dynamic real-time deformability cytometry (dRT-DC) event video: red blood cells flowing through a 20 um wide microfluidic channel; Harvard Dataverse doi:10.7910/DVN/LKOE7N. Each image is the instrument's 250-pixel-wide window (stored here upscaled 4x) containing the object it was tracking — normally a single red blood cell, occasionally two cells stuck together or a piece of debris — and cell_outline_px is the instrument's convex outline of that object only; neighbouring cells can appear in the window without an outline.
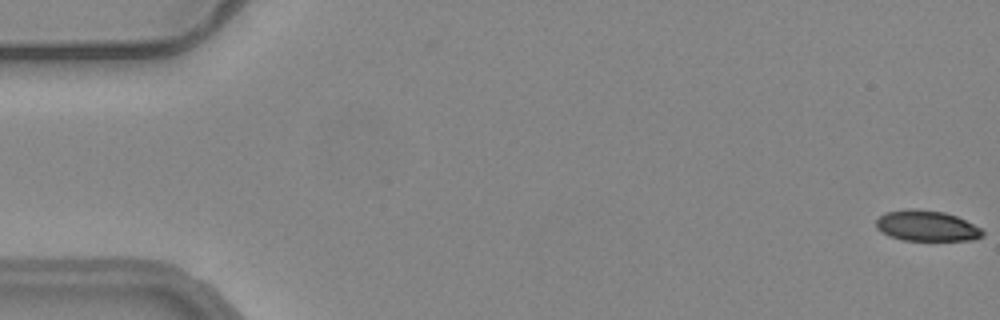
{"species": "common noctule bat (a hibernating species)", "species_latin": "Nyctalus noctula", "temperature_condition": "warm", "stored_images_in_passage": 56, "camera_frame_rate_fps": 3000, "um_per_image_px": 0.085, "animal": {"sex": "female", "body_mass_g": 24.6, "forearm_length_mm": 56.2}, "frame": {"image": 1, "passage_image": 1, "time_ms": 0.0, "image_size_px": [1000, 320], "cell_outline_px": [[984, 236], [972, 240], [900, 240], [888, 236], [880, 232], [876, 228], [876, 220], [884, 212], [908, 208], [916, 208], [944, 212], [956, 216], [980, 228], [984, 232]], "centroid_in_image_um": [78.71, 19.19], "position_along_channel_um": 6.3, "area_um2": 19.19}}
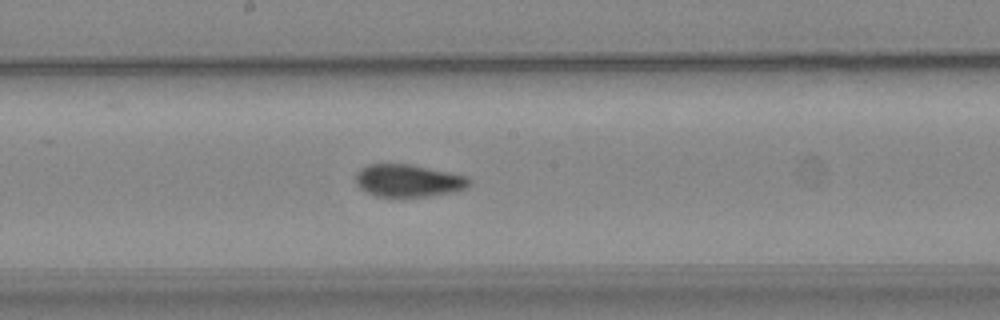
{"frame": {"image": 2, "passage_image": 30, "time_ms": 9.667, "image_size_px": [1000, 320], "cell_outline_px": [[472, 184], [468, 188], [456, 192], [432, 196], [404, 200], [392, 200], [376, 196], [364, 192], [352, 180], [356, 172], [360, 168], [368, 164], [412, 164], [468, 176], [472, 180]], "centroid_in_image_um": [34.69, 15.41], "position_along_channel_um": 213.5, "area_um2": 23.06}}
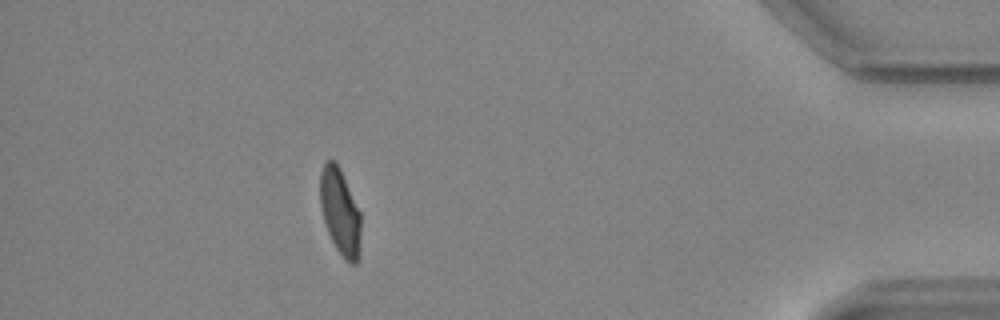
{"frame": {"image": 3, "passage_image": 50, "time_ms": 16.333, "image_size_px": [1000, 320], "cell_outline_px": [[360, 256], [356, 264], [352, 264], [344, 260], [336, 248], [328, 232], [320, 208], [320, 172], [324, 164], [328, 160], [336, 160], [340, 168], [360, 212]], "centroid_in_image_um": [28.91, 18.02], "position_along_channel_um": 406.3, "area_um2": 20.58}, "authors_computed_cell_mechanics": {"area_um2": 21.7906, "velocity_mm_per_s": 3.7147, "shape_relaxation_time_tau1_ms": 8.5796, "shape_relaxation_time_tau2_ms": 1.326, "deformation_change_tau1": 0.2113, "deformation_change_tau2": 0.0601}}